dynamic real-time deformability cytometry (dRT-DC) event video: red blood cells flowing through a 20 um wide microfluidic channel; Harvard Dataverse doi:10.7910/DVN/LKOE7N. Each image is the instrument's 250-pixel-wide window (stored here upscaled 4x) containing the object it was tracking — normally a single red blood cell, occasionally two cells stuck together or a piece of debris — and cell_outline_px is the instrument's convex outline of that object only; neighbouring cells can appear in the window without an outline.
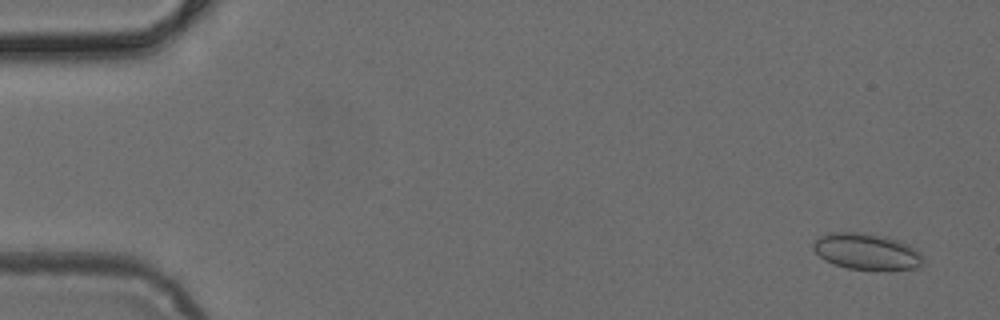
{"species": "common noctule bat (a hibernating species)", "species_latin": "Nyctalus noctula", "temperature_condition": "cold", "stored_images_in_passage": 6, "camera_frame_rate_fps": 3000, "um_per_image_px": 0.085, "animal": {"sex": "female", "body_mass_g": 24.6, "forearm_length_mm": 56.2}, "frame": {"image": 1, "passage_image": 1, "time_ms": 0.0, "image_size_px": [1000, 320], "cell_outline_px": [[924, 264], [916, 268], [848, 268], [832, 264], [824, 260], [812, 248], [812, 244], [820, 236], [832, 232], [864, 232], [884, 236], [908, 244], [920, 252], [924, 256]], "centroid_in_image_um": [73.65, 21.35], "position_along_channel_um": 11.3, "area_um2": 22.89}}
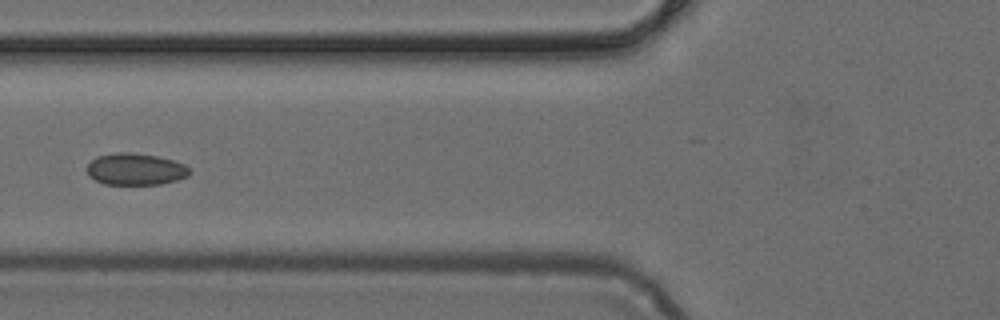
{"frame": {"image": 2, "passage_image": 5, "time_ms": 1.333, "image_size_px": [1000, 320], "cell_outline_px": [[192, 172], [188, 176], [176, 180], [160, 184], [104, 184], [88, 176], [88, 164], [96, 156], [116, 152], [128, 152], [156, 156], [172, 160], [184, 164]], "centroid_in_image_um": [11.51, 14.38], "position_along_channel_um": 114.3, "area_um2": 18.9}}
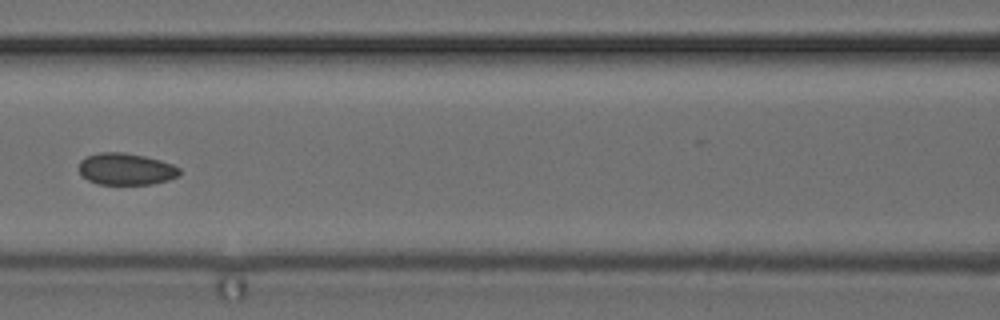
{"frame": {"image": 3, "passage_image": 6, "time_ms": 1.667, "image_size_px": [1000, 320], "cell_outline_px": [[180, 176], [168, 180], [152, 184], [96, 184], [88, 180], [80, 172], [80, 160], [88, 156], [100, 152], [124, 152], [144, 156], [160, 160], [172, 164], [180, 168]], "centroid_in_image_um": [10.74, 14.37], "position_along_channel_um": 155.9, "area_um2": 18.61}}